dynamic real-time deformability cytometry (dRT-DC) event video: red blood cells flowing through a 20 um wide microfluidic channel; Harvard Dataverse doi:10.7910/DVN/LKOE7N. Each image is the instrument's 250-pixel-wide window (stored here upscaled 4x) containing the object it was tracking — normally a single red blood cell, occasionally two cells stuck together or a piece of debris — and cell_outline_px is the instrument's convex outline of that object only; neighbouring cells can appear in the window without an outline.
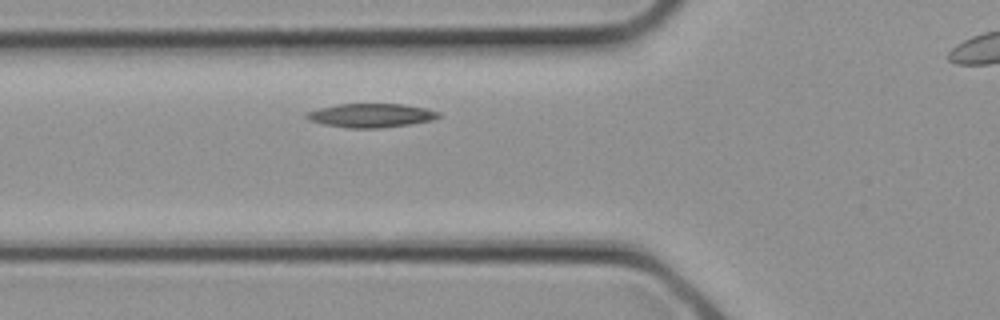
{"species": "common noctule bat (a hibernating species)", "species_latin": "Nyctalus noctula", "temperature_condition": "cold", "stored_images_in_passage": 4, "camera_frame_rate_fps": 3000, "um_per_image_px": 0.085, "animal": {"sex": "female", "body_mass_g": 21.9}, "frame": {"image": 1, "passage_image": 2, "time_ms": 0.333, "image_size_px": [1000, 320], "cell_outline_px": [[440, 116], [432, 120], [408, 124], [380, 128], [348, 128], [324, 124], [308, 120], [304, 116], [304, 112], [336, 104], [404, 104], [424, 108], [440, 112]], "centroid_in_image_um": [31.48, 9.81], "position_along_channel_um": 94.3, "area_um2": 18.32}}
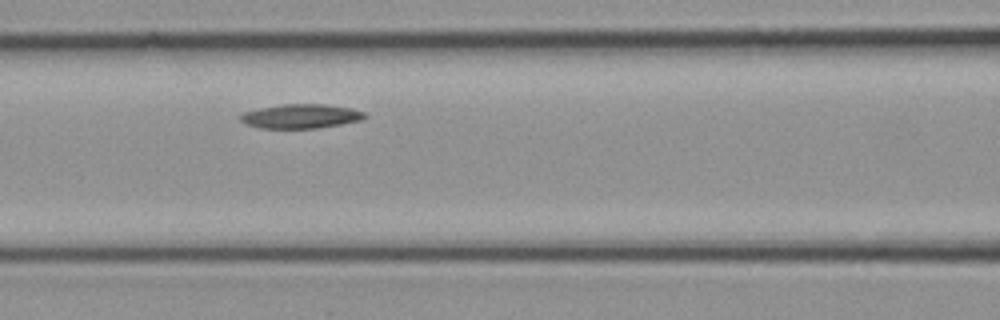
{"frame": {"image": 2, "passage_image": 4, "time_ms": 1.0, "image_size_px": [1000, 320], "cell_outline_px": [[368, 116], [360, 120], [340, 124], [316, 128], [260, 128], [244, 124], [240, 120], [240, 116], [244, 112], [260, 108], [284, 104], [324, 104], [352, 108], [364, 112]], "centroid_in_image_um": [25.56, 9.88], "position_along_channel_um": 141.0, "area_um2": 17.46}}